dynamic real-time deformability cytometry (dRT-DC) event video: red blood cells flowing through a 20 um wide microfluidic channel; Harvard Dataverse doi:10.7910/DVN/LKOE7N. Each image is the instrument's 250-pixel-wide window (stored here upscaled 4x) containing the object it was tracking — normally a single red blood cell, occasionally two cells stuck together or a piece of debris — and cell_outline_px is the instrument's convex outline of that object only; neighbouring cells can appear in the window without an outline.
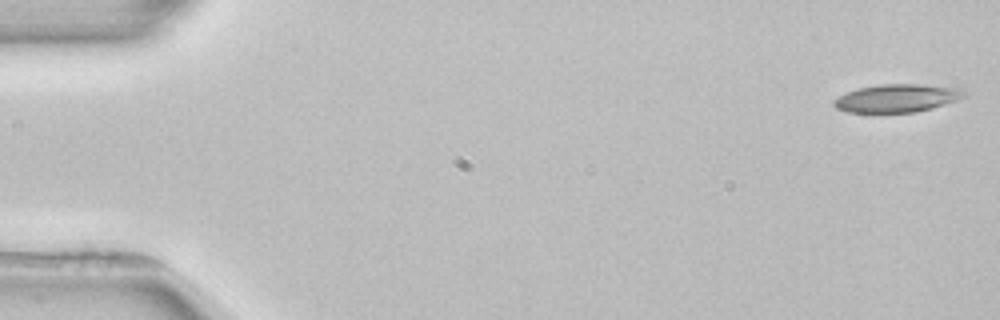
{"species": "common noctule bat (a hibernating species)", "species_latin": "Nyctalus noctula", "temperature_condition": "room temperature", "stored_images_in_passage": 4, "camera_frame_rate_fps": 3000, "um_per_image_px": 0.085, "animal": {"sex": "female", "body_mass_g": 22.7, "forearm_length_mm": 54.2}, "frame": {"image": 1, "passage_image": 1, "time_ms": 0.0, "image_size_px": [1000, 320], "cell_outline_px": [[968, 96], [932, 108], [916, 112], [848, 112], [836, 108], [832, 104], [832, 100], [848, 92], [860, 88], [880, 84], [920, 84], [960, 88], [968, 92]], "centroid_in_image_um": [76.28, 8.34], "position_along_channel_um": 8.7, "area_um2": 21.21}}
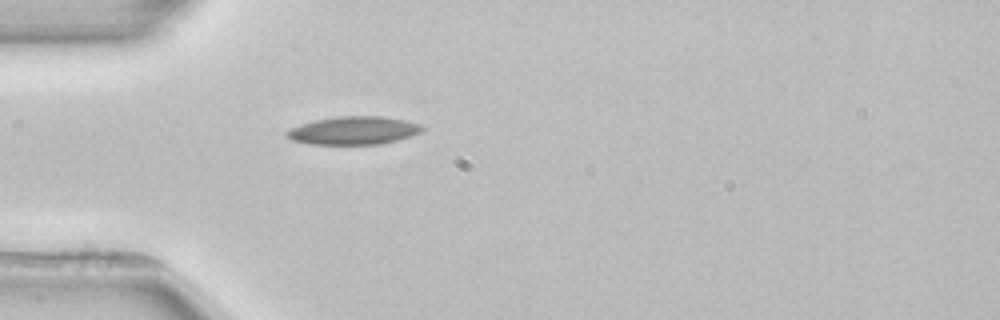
{"frame": {"image": 2, "passage_image": 4, "time_ms": 4.667, "image_size_px": [1000, 320], "cell_outline_px": [[424, 128], [420, 132], [396, 140], [380, 144], [308, 144], [292, 140], [284, 136], [284, 132], [288, 128], [300, 124], [316, 120], [340, 116], [384, 116], [404, 120], [420, 124]], "centroid_in_image_um": [29.98, 11.09], "position_along_channel_um": 55.0, "area_um2": 22.14}}